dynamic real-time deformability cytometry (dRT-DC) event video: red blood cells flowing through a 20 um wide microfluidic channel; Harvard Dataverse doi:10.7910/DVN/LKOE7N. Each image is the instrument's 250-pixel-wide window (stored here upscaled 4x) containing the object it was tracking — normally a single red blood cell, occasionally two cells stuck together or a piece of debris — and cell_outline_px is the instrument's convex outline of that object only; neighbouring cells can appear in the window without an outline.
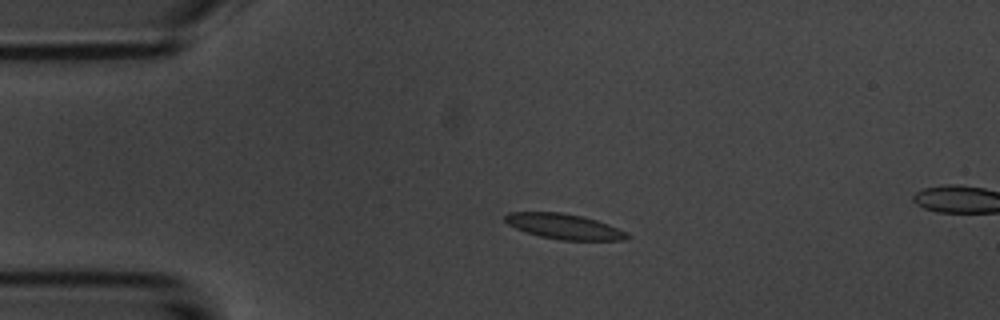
{"species": "common noctule bat (a hibernating species)", "species_latin": "Nyctalus noctula", "temperature_condition": "room temperature", "stored_images_in_passage": 6, "camera_frame_rate_fps": 3000, "um_per_image_px": 0.085, "animal": {"sex": "male", "body_mass_g": 20.1, "forearm_length_mm": 53.5}, "frame": {"image": 1, "passage_image": 4, "time_ms": 3.667, "image_size_px": [1000, 320], "cell_outline_px": [[632, 236], [628, 240], [560, 240], [540, 236], [524, 232], [508, 224], [504, 220], [504, 216], [508, 212], [564, 212], [584, 216], [608, 224], [628, 232]], "centroid_in_image_um": [47.98, 19.25], "position_along_channel_um": 37.0, "area_um2": 18.26}}